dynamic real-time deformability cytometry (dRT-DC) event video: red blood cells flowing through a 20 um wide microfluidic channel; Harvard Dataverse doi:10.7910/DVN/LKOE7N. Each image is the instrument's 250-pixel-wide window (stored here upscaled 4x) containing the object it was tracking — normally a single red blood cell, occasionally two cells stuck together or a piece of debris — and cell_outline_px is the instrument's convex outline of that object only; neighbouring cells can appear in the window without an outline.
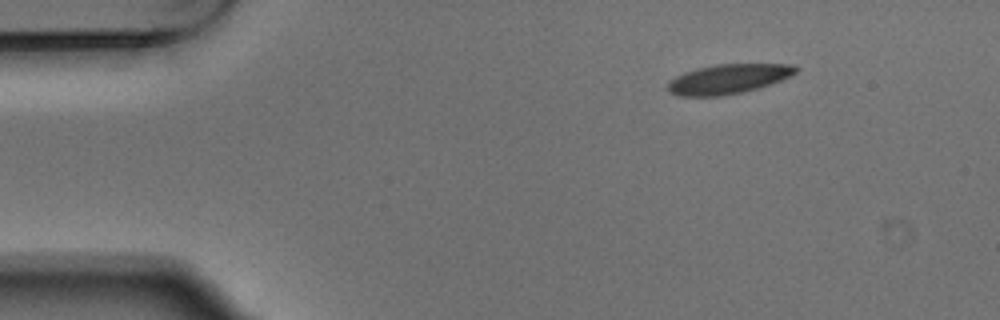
{"species": "Egyptian fruit bat (a non-hibernating species)", "species_latin": "Rousettus aegyptiacus", "temperature_condition": "warm", "stored_images_in_passage": 4, "camera_frame_rate_fps": 3000, "um_per_image_px": 0.085, "animal": {"sex": "male"}, "frame": {"image": 1, "passage_image": 1, "time_ms": 0.0, "image_size_px": [1000, 320], "cell_outline_px": [[800, 68], [796, 72], [780, 80], [756, 88], [740, 92], [720, 96], [676, 96], [668, 92], [668, 80], [684, 72], [696, 68], [716, 64], [792, 64]], "centroid_in_image_um": [61.83, 6.7], "position_along_channel_um": 23.2, "area_um2": 21.96}}
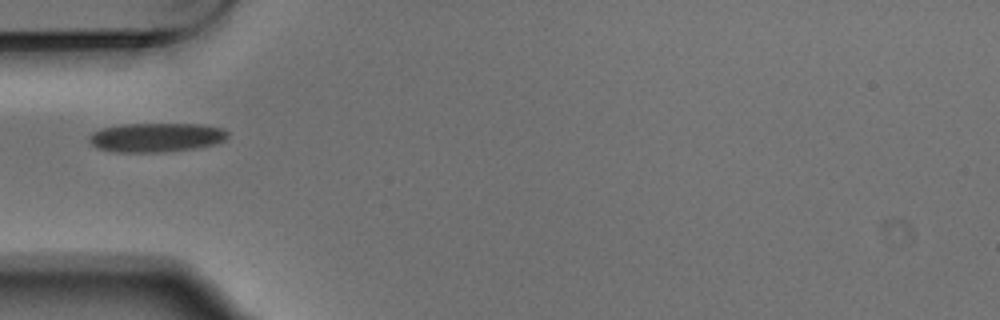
{"frame": {"image": 2, "passage_image": 4, "time_ms": 1.0, "image_size_px": [1000, 320], "cell_outline_px": [[228, 136], [224, 140], [216, 144], [196, 148], [164, 152], [116, 152], [96, 148], [88, 140], [88, 136], [92, 132], [100, 128], [120, 124], [204, 124], [224, 128], [228, 132]], "centroid_in_image_um": [13.27, 11.67], "position_along_channel_um": 71.7, "area_um2": 23.87}}